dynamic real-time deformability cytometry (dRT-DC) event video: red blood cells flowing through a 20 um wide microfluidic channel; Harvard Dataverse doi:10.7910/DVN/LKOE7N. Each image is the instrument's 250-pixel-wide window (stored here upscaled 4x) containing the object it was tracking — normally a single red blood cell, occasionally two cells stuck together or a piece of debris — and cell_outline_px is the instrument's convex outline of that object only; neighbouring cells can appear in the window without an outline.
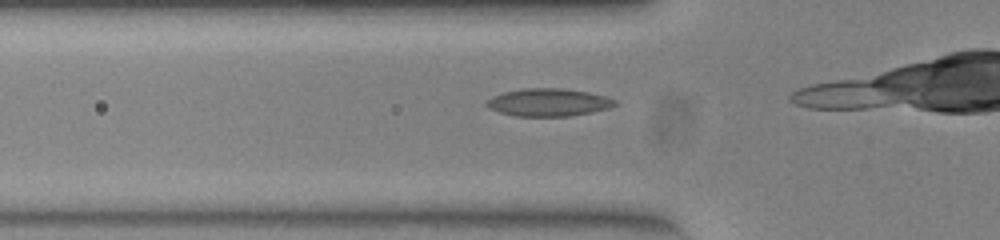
{"species": "common noctule bat (a hibernating species)", "species_latin": "Nyctalus noctula", "temperature_condition": "warm", "stored_images_in_passage": 6, "camera_frame_rate_fps": 3000, "um_per_image_px": 0.085, "animal": {"sex": "female", "body_mass_g": 23.0, "forearm_length_mm": 53.4}, "frame": {"image": 1, "passage_image": 4, "time_ms": 1.0, "image_size_px": [1000, 240], "cell_outline_px": [[616, 104], [608, 108], [592, 112], [568, 116], [516, 116], [500, 112], [488, 108], [484, 104], [492, 96], [504, 92], [520, 88], [564, 88], [588, 92], [604, 96], [616, 100]], "centroid_in_image_um": [46.59, 8.69], "position_along_channel_um": 79.2, "area_um2": 20.69}}